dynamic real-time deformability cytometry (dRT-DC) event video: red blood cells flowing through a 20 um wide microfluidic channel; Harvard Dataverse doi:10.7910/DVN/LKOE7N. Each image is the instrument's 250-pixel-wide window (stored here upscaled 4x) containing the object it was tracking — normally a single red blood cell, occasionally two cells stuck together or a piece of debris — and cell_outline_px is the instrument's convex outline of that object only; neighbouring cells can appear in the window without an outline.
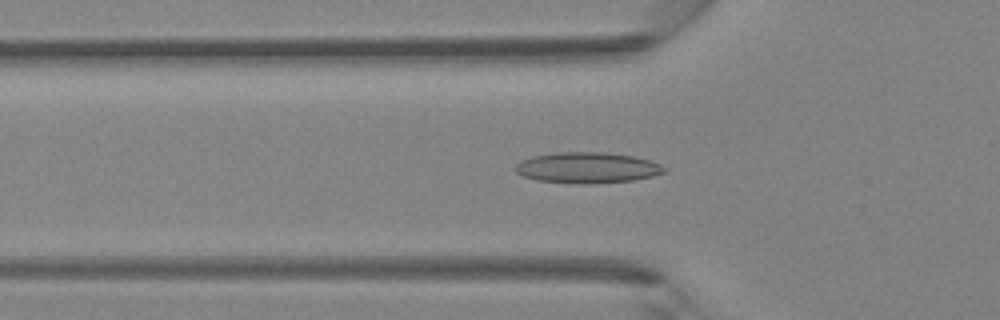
{"species": "Egyptian fruit bat (a non-hibernating species)", "species_latin": "Rousettus aegyptiacus", "temperature_condition": "room temperature", "stored_images_in_passage": 44, "camera_frame_rate_fps": 3000, "um_per_image_px": 0.085, "animal": {"sex": "female"}, "frame": {"image": 1, "passage_image": 15, "time_ms": 4.667, "image_size_px": [1000, 320], "cell_outline_px": [[664, 172], [652, 176], [632, 180], [584, 184], [580, 184], [536, 180], [524, 176], [516, 172], [516, 164], [520, 160], [532, 156], [556, 152], [608, 152], [636, 156], [652, 160], [660, 164], [664, 168]], "centroid_in_image_um": [49.91, 14.24], "position_along_channel_um": 75.9, "area_um2": 26.82}}
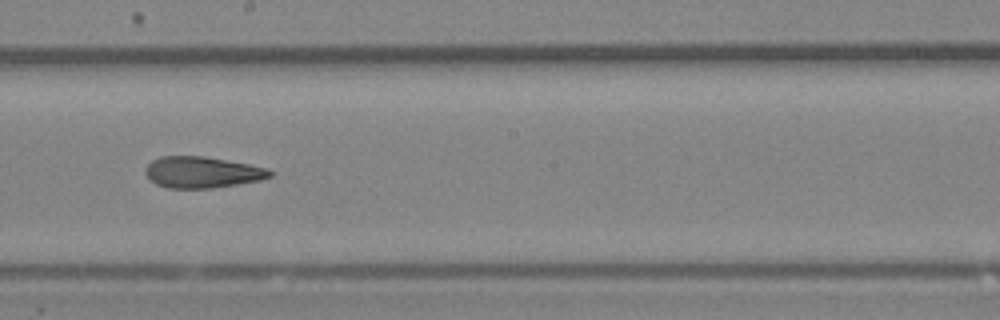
{"frame": {"image": 2, "passage_image": 25, "time_ms": 8.0, "image_size_px": [1000, 320], "cell_outline_px": [[272, 176], [260, 180], [212, 188], [168, 188], [156, 184], [144, 172], [144, 168], [152, 160], [160, 156], [204, 156], [248, 164], [268, 168], [272, 172]], "centroid_in_image_um": [17.16, 14.63], "position_along_channel_um": 231.0, "area_um2": 22.6}}
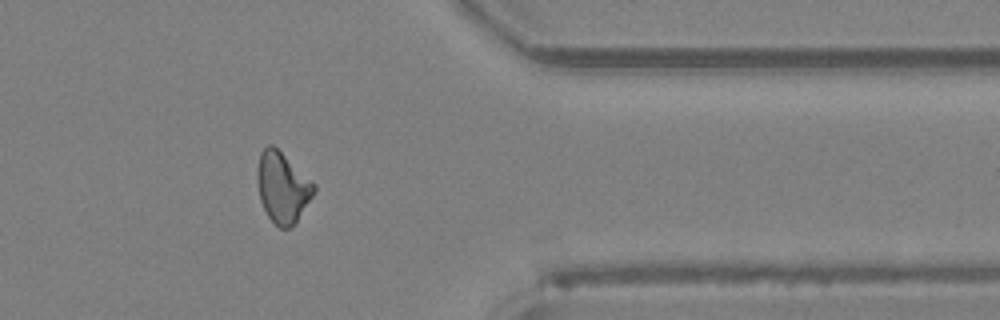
{"frame": {"image": 3, "passage_image": 36, "time_ms": 11.667, "image_size_px": [1000, 320], "cell_outline_px": [[316, 192], [296, 224], [288, 228], [280, 228], [268, 216], [260, 200], [256, 180], [256, 168], [260, 152], [268, 144], [272, 144], [316, 184]], "centroid_in_image_um": [24.02, 15.94], "position_along_channel_um": 387.4, "area_um2": 23.58}}